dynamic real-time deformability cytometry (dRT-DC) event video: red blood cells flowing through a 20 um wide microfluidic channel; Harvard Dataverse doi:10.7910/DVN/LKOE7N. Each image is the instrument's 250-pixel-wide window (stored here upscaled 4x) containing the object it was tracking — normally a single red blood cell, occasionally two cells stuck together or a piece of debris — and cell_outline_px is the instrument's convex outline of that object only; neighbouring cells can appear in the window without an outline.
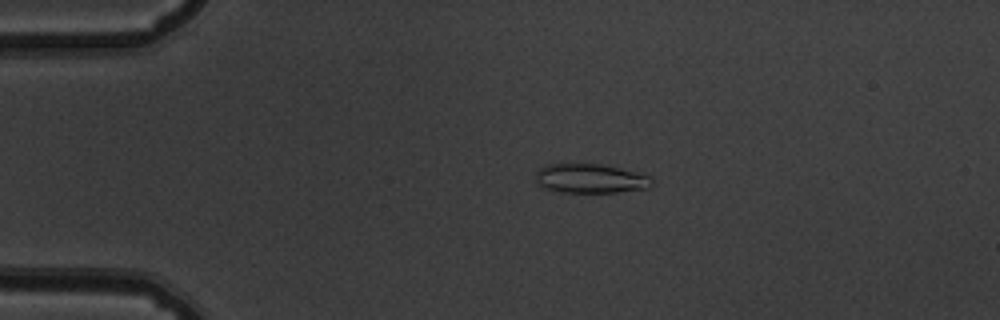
{"species": "common noctule bat (a hibernating species)", "species_latin": "Nyctalus noctula", "temperature_condition": "warm", "stored_images_in_passage": 47, "camera_frame_rate_fps": 3000, "um_per_image_px": 0.085, "animal": {"sex": "male", "body_mass_g": 19.5, "forearm_length_mm": 54.6}, "frame": {"image": 1, "passage_image": 6, "time_ms": 1.667, "image_size_px": [1000, 320], "cell_outline_px": [[652, 184], [648, 188], [616, 192], [564, 192], [544, 188], [536, 180], [536, 172], [540, 168], [548, 164], [600, 164], [640, 172], [652, 176]], "centroid_in_image_um": [50.23, 15.17], "position_along_channel_um": 34.8, "area_um2": 19.77}}
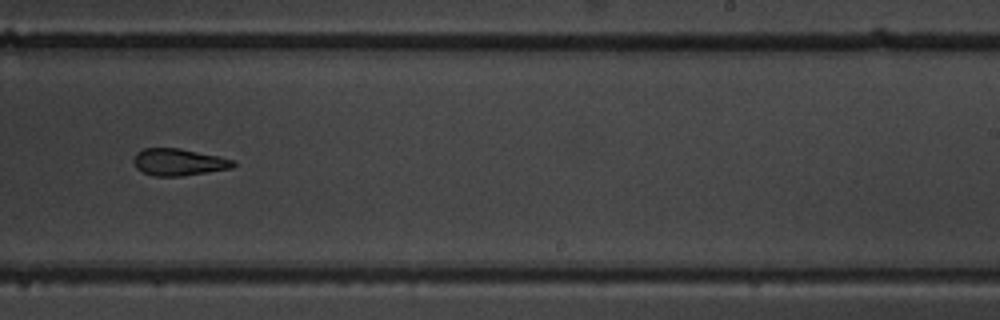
{"frame": {"image": 2, "passage_image": 28, "time_ms": 9.0, "image_size_px": [1000, 320], "cell_outline_px": [[236, 164], [232, 168], [180, 176], [152, 176], [136, 168], [132, 160], [136, 152], [144, 148], [180, 148], [220, 156], [236, 160]], "centroid_in_image_um": [15.19, 13.77], "position_along_channel_um": 273.8, "area_um2": 15.78}}
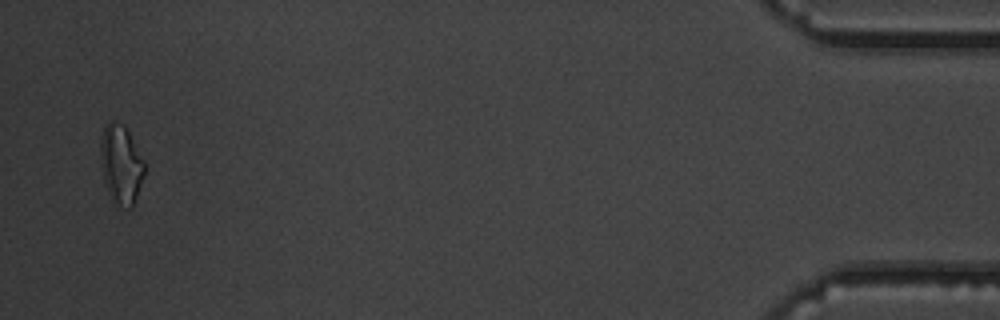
{"frame": {"image": 3, "passage_image": 46, "time_ms": 15.0, "image_size_px": [1000, 320], "cell_outline_px": [[144, 176], [132, 208], [128, 208], [112, 200], [108, 192], [104, 180], [100, 164], [100, 140], [104, 128], [112, 120], [124, 124], [144, 160]], "centroid_in_image_um": [10.28, 13.95], "position_along_channel_um": 424.9, "area_um2": 20.11}, "authors_computed_cell_mechanics": {"area_um2": 16.762, "velocity_mm_per_s": 3.8669, "shape_relaxation_time_tau1_ms": 8.8801, "shape_relaxation_time_tau2_ms": 3.45, "deformation_change_tau1": 0.2509, "deformation_change_tau2": 0.1265}}